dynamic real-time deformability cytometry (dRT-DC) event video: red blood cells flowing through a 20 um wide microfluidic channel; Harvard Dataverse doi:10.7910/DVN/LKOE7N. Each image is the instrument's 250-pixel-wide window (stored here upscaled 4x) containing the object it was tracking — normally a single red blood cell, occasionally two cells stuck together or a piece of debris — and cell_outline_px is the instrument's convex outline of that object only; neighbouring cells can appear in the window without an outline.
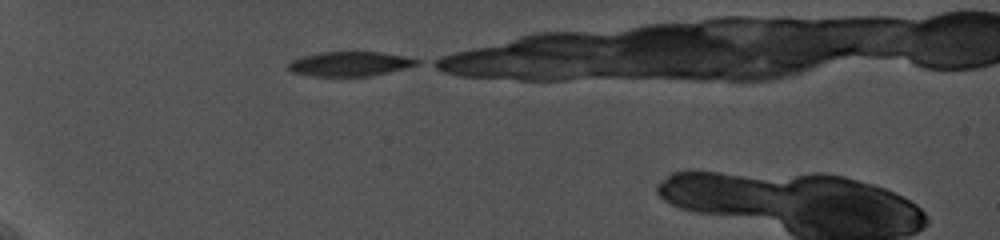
{"species": "common noctule bat (a hibernating species)", "species_latin": "Nyctalus noctula", "temperature_condition": "cold", "stored_images_in_passage": 20, "camera_frame_rate_fps": 5000, "um_per_image_px": 0.085, "animal": {"sex": "female", "body_mass_g": 19.0, "forearm_length_mm": 56.7}, "frame": {"image": 1, "passage_image": 1, "time_ms": 0.0, "image_size_px": [1000, 240], "cell_outline_px": [[420, 64], [372, 76], [312, 76], [292, 72], [288, 68], [288, 64], [292, 60], [300, 56], [320, 52], [380, 52], [404, 56], [420, 60]], "centroid_in_image_um": [29.72, 5.43], "position_along_channel_um": 55.3, "area_um2": 18.38}}